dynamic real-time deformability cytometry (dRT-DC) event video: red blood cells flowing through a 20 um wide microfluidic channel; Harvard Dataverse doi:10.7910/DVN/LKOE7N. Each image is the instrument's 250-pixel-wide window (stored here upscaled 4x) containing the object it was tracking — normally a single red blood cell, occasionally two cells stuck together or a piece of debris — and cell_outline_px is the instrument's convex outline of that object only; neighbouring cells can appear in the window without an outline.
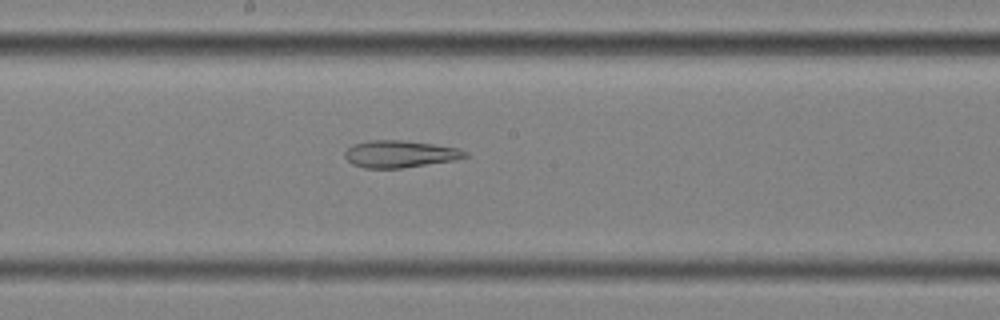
{"species": "common noctule bat (a hibernating species)", "species_latin": "Nyctalus noctula", "temperature_condition": "cold", "stored_images_in_passage": 57, "segment_of_instrument_passage": [2, 2], "camera_frame_rate_fps": 3000, "um_per_image_px": 0.085, "animal": {"sex": "female", "body_mass_g": 25.1}, "frame": {"image": 1, "passage_image": 31, "time_ms": 10.0, "image_size_px": [1000, 320], "cell_outline_px": [[468, 156], [456, 160], [400, 168], [364, 168], [352, 164], [344, 156], [344, 152], [352, 144], [368, 140], [400, 140], [432, 144], [460, 148], [468, 152]], "centroid_in_image_um": [33.99, 13.09], "position_along_channel_um": 214.2, "area_um2": 19.02}}
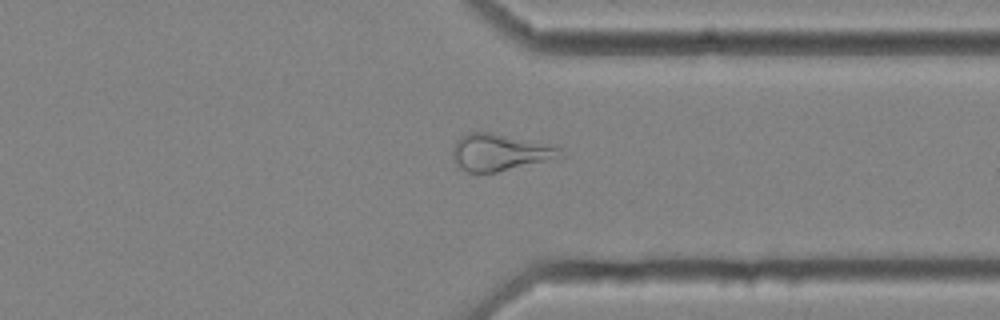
{"frame": {"image": 2, "passage_image": 44, "time_ms": 14.333, "image_size_px": [1000, 320], "cell_outline_px": [[564, 156], [496, 172], [468, 172], [460, 168], [452, 156], [452, 148], [456, 140], [460, 136], [468, 132], [488, 132], [560, 148]], "centroid_in_image_um": [42.38, 12.95], "position_along_channel_um": 369.0, "area_um2": 22.37}}
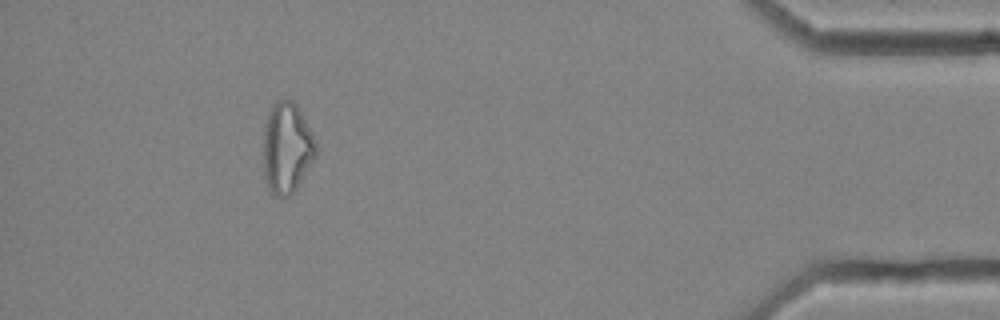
{"frame": {"image": 3, "passage_image": 52, "time_ms": 17.0, "image_size_px": [1000, 320], "cell_outline_px": [[316, 156], [296, 188], [288, 196], [276, 196], [268, 188], [264, 176], [264, 132], [268, 116], [272, 104], [276, 100], [292, 100], [296, 104], [316, 144]], "centroid_in_image_um": [24.36, 12.58], "position_along_channel_um": 410.8, "area_um2": 27.17}}